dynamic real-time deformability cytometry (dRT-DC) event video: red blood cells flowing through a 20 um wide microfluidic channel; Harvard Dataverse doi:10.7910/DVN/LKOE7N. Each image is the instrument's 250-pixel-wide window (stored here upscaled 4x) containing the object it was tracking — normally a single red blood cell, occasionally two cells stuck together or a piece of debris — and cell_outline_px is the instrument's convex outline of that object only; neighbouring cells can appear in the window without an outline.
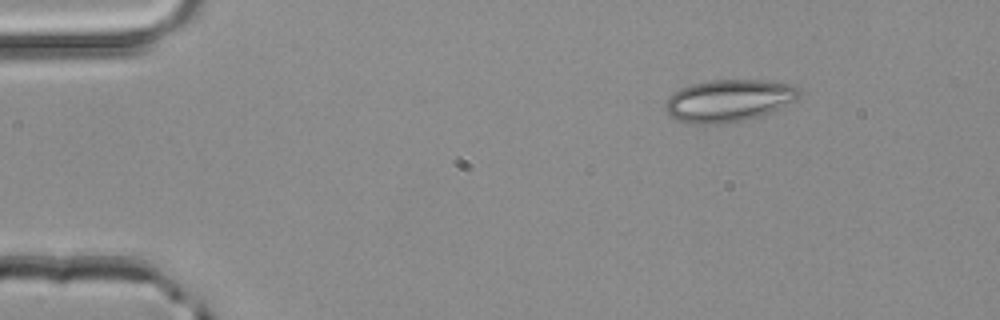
{"species": "common noctule bat (a hibernating species)", "species_latin": "Nyctalus noctula", "temperature_condition": "room temperature", "stored_images_in_passage": 3, "camera_frame_rate_fps": 3000, "um_per_image_px": 0.085, "animal": {"sex": "male", "body_mass_g": 20.4}, "frame": {"image": 1, "passage_image": 1, "time_ms": 0.0, "image_size_px": [1000, 320], "cell_outline_px": [[800, 96], [796, 100], [772, 112], [740, 120], [716, 124], [700, 124], [680, 120], [668, 116], [664, 108], [664, 104], [680, 88], [692, 84], [708, 80], [764, 80], [788, 84], [796, 88], [800, 92]], "centroid_in_image_um": [61.93, 8.54], "position_along_channel_um": 23.1, "area_um2": 32.43}}